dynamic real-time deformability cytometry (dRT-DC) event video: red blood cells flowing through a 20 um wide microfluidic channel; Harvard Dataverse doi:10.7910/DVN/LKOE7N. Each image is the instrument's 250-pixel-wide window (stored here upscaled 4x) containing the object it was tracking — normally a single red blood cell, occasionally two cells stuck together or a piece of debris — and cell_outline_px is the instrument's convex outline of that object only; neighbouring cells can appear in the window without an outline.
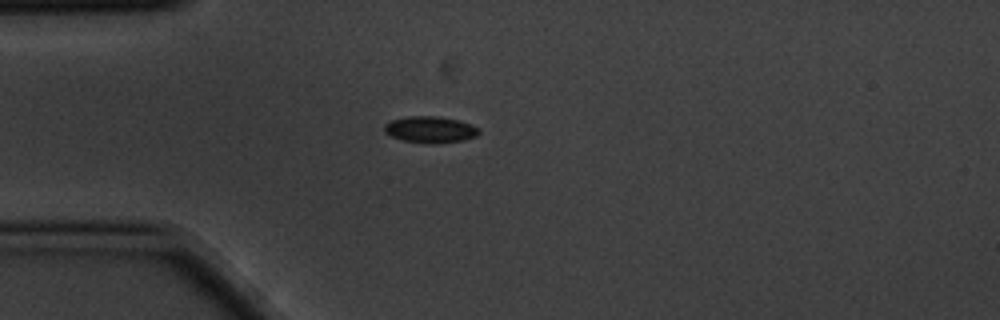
{"species": "common noctule bat (a hibernating species)", "species_latin": "Nyctalus noctula", "temperature_condition": "cold", "stored_images_in_passage": 1, "camera_frame_rate_fps": 3000, "um_per_image_px": 0.085, "animal": {"sex": "male", "body_mass_g": 20.1, "forearm_length_mm": 53.5}, "frame": {"image": 1, "passage_image": 1, "time_ms": 0.0, "image_size_px": [1000, 320], "cell_outline_px": [[480, 132], [476, 136], [464, 140], [432, 144], [404, 140], [392, 136], [384, 132], [384, 124], [392, 120], [408, 116], [440, 116], [456, 120], [468, 124], [476, 128]], "centroid_in_image_um": [36.54, 11.01], "position_along_channel_um": 48.5, "area_um2": 14.33}}